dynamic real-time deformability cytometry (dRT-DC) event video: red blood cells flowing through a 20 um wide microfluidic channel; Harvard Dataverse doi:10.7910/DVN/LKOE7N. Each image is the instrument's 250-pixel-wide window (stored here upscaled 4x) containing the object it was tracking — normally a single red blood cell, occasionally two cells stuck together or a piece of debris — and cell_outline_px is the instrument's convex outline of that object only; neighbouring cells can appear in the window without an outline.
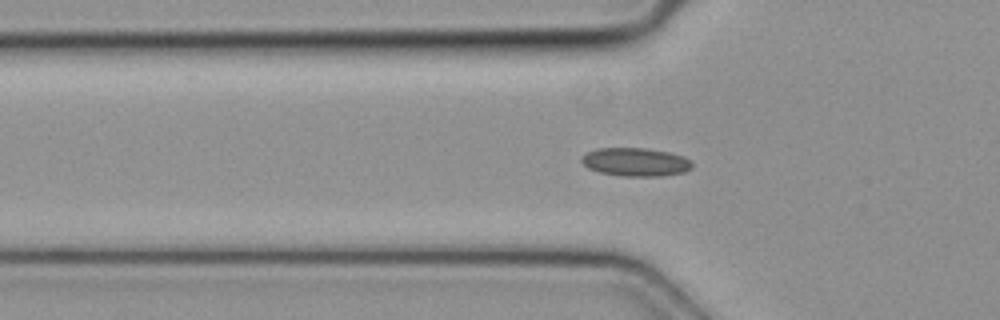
{"species": "common noctule bat (a hibernating species)", "species_latin": "Nyctalus noctula", "temperature_condition": "cold", "stored_images_in_passage": 49, "segment_of_instrument_passage": [1, 2], "camera_frame_rate_fps": 3000, "um_per_image_px": 0.085, "animal": {"sex": "female", "body_mass_g": 19.3, "forearm_length_mm": 54.1}, "frame": {"image": 1, "passage_image": 16, "time_ms": 5.0, "image_size_px": [1000, 320], "cell_outline_px": [[692, 168], [684, 172], [660, 176], [624, 176], [600, 172], [588, 168], [580, 160], [580, 156], [584, 152], [596, 148], [644, 148], [672, 152], [684, 156], [692, 164]], "centroid_in_image_um": [53.99, 13.75], "position_along_channel_um": 71.8, "area_um2": 18.44}}
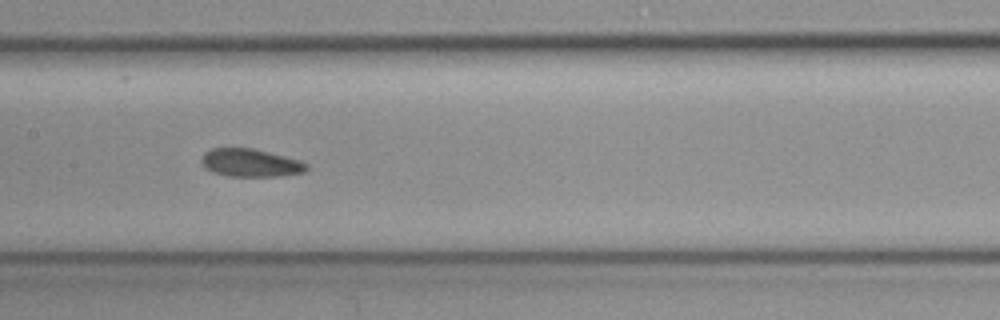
{"frame": {"image": 2, "passage_image": 24, "time_ms": 7.667, "image_size_px": [1000, 320], "cell_outline_px": [[308, 168], [304, 172], [280, 176], [228, 176], [212, 172], [204, 168], [200, 160], [204, 152], [212, 148], [252, 148], [300, 160], [308, 164]], "centroid_in_image_um": [21.26, 13.84], "position_along_channel_um": 186.1, "area_um2": 17.17}}
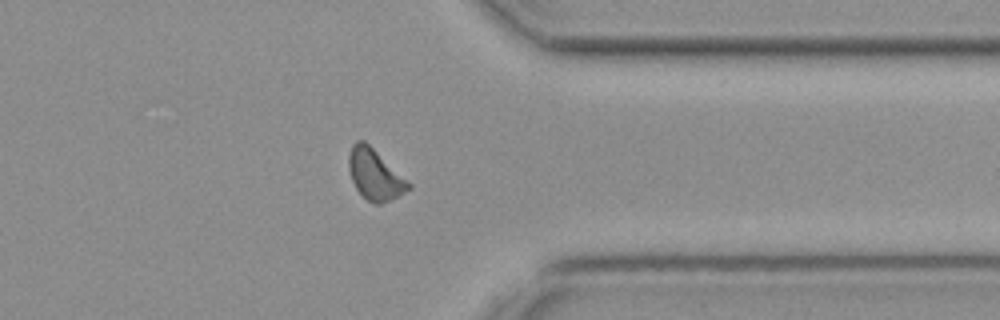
{"frame": {"image": 3, "passage_image": 38, "time_ms": 12.333, "image_size_px": [1000, 320], "cell_outline_px": [[412, 188], [380, 204], [376, 204], [368, 200], [356, 188], [352, 180], [348, 168], [348, 156], [352, 144], [356, 140], [364, 140], [412, 184]], "centroid_in_image_um": [31.85, 14.81], "position_along_channel_um": 379.6, "area_um2": 17.34}}